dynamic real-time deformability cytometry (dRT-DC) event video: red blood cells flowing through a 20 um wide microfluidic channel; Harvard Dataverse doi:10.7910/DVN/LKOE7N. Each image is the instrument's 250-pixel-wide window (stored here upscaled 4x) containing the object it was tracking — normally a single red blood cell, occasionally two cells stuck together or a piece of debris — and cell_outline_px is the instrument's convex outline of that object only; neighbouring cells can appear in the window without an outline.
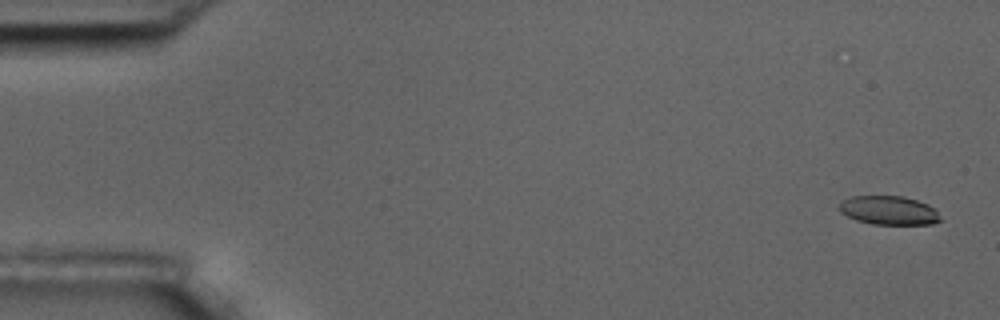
{"species": "common noctule bat (a hibernating species)", "species_latin": "Nyctalus noctula", "temperature_condition": "room temperature", "stored_images_in_passage": 5, "camera_frame_rate_fps": 3000, "um_per_image_px": 0.085, "animal": {"sex": "male", "body_mass_g": 17.5, "forearm_length_mm": 52.3}, "frame": {"image": 1, "passage_image": 1, "time_ms": 0.0, "image_size_px": [1000, 320], "cell_outline_px": [[940, 220], [932, 224], [872, 224], [856, 220], [840, 212], [836, 208], [844, 200], [852, 196], [904, 196], [928, 204], [936, 208]], "centroid_in_image_um": [75.54, 17.88], "position_along_channel_um": 9.5, "area_um2": 16.99}}
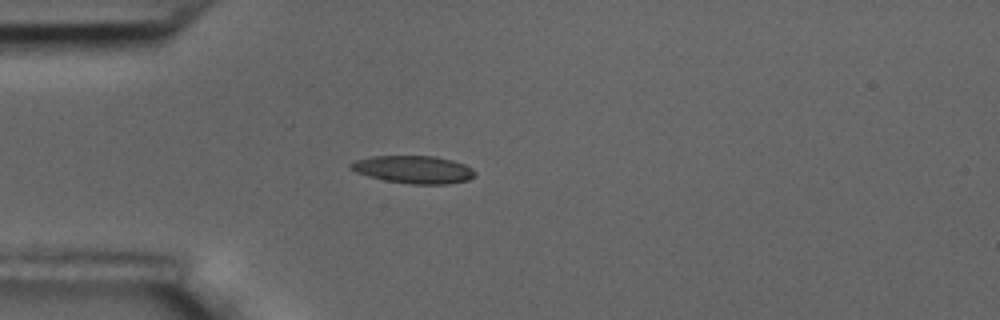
{"frame": {"image": 2, "passage_image": 5, "time_ms": 4.667, "image_size_px": [1000, 320], "cell_outline_px": [[476, 176], [468, 180], [448, 184], [412, 184], [384, 180], [368, 176], [356, 172], [348, 168], [348, 164], [356, 160], [372, 156], [436, 156], [452, 160], [464, 164], [472, 168], [476, 172]], "centroid_in_image_um": [35.16, 14.41], "position_along_channel_um": 49.8, "area_um2": 20.17}}